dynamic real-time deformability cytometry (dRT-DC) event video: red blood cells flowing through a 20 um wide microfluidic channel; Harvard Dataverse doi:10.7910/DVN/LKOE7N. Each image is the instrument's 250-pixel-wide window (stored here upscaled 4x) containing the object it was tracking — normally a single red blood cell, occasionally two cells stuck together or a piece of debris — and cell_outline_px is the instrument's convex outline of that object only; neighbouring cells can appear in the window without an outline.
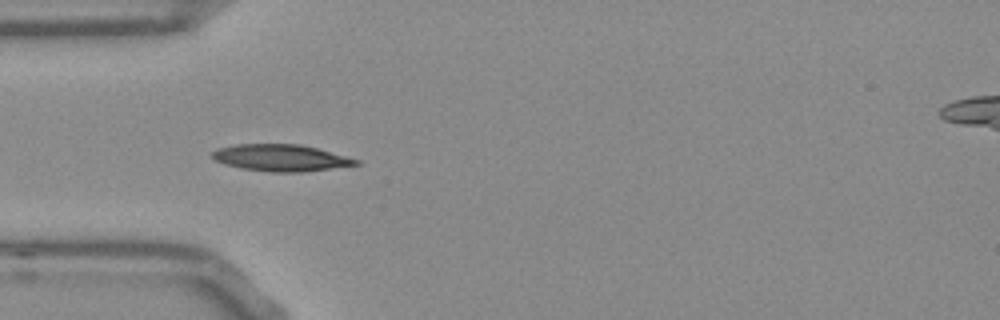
{"species": "Egyptian fruit bat (a non-hibernating species)", "species_latin": "Rousettus aegyptiacus", "temperature_condition": "room temperature", "stored_images_in_passage": 38, "camera_frame_rate_fps": 3000, "um_per_image_px": 0.085, "frame": {"image": 1, "passage_image": 1, "time_ms": 0.0, "image_size_px": [1000, 320], "cell_outline_px": [[360, 164], [300, 172], [272, 172], [240, 168], [224, 164], [216, 160], [212, 156], [212, 152], [216, 148], [236, 144], [300, 144], [316, 148], [360, 160]], "centroid_in_image_um": [23.83, 13.41], "position_along_channel_um": 61.2, "area_um2": 22.2}}
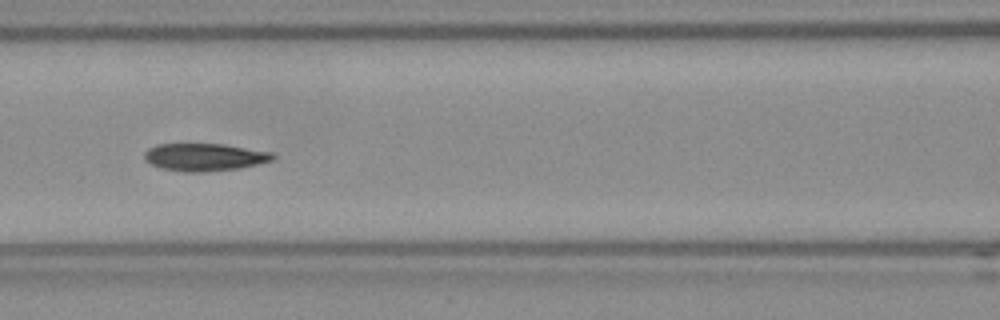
{"frame": {"image": 2, "passage_image": 8, "time_ms": 2.333, "image_size_px": [1000, 320], "cell_outline_px": [[276, 156], [272, 160], [240, 168], [204, 172], [184, 172], [164, 168], [152, 164], [144, 160], [144, 152], [148, 148], [156, 144], [224, 144], [272, 152]], "centroid_in_image_um": [17.38, 13.35], "position_along_channel_um": 149.2, "area_um2": 20.58}}
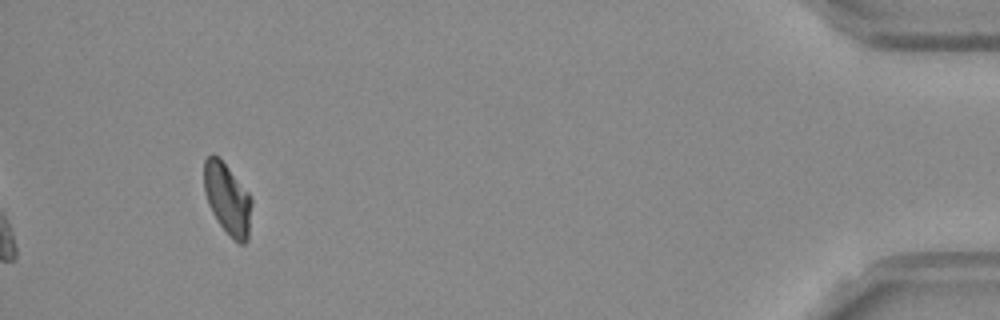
{"frame": {"image": 3, "passage_image": 35, "time_ms": 11.333, "image_size_px": [1000, 320], "cell_outline_px": [[252, 204], [248, 240], [244, 244], [240, 244], [220, 224], [212, 212], [208, 204], [204, 192], [204, 160], [212, 152], [220, 156], [248, 192], [252, 200]], "centroid_in_image_um": [19.33, 16.84], "position_along_channel_um": 415.9, "area_um2": 19.83}, "authors_computed_cell_mechanics": {"area_um2": 20.23, "velocity_mm_per_s": 3.8015, "shape_relaxation_time_tau1_ms": null, "shape_relaxation_time_tau2_ms": 2.7323, "deformation_change_tau1": null, "deformation_change_tau2": 0.065}}